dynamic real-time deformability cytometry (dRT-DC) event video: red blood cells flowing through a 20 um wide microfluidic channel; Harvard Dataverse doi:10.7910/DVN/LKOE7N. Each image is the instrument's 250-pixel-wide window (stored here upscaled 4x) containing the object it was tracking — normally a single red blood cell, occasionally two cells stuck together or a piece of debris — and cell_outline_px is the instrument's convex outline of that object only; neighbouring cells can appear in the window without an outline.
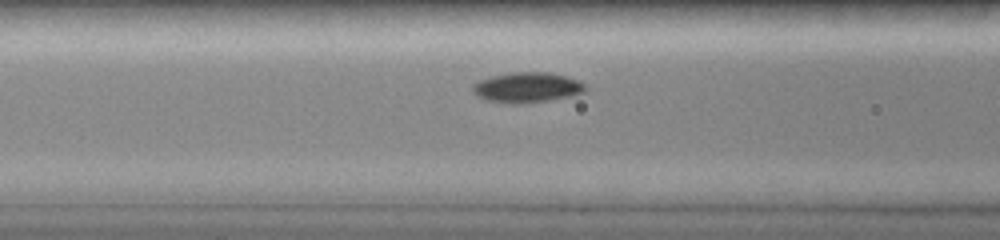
{"species": "common noctule bat (a hibernating species)", "species_latin": "Nyctalus noctula", "temperature_condition": "room temperature", "stored_images_in_passage": 35, "camera_frame_rate_fps": 3000, "um_per_image_px": 0.085, "animal": {"sex": "female", "body_mass_g": 19.0, "forearm_length_mm": 51.5}, "frame": {"image": 1, "passage_image": 12, "time_ms": 3.667, "image_size_px": [1000, 240], "cell_outline_px": [[584, 92], [568, 96], [548, 100], [516, 104], [512, 104], [488, 100], [480, 96], [472, 88], [480, 80], [492, 76], [512, 72], [548, 72], [564, 76], [576, 80], [584, 84]], "centroid_in_image_um": [44.8, 7.42], "position_along_channel_um": 121.8, "area_um2": 19.19}}
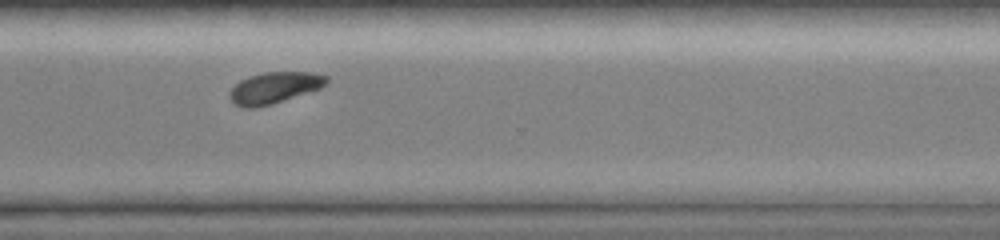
{"frame": {"image": 2, "passage_image": 29, "time_ms": 9.333, "image_size_px": [1000, 240], "cell_outline_px": [[328, 80], [320, 88], [272, 104], [256, 108], [244, 108], [236, 104], [228, 96], [232, 88], [240, 80], [248, 76], [264, 72], [312, 72], [328, 76]], "centroid_in_image_um": [23.3, 7.45], "position_along_channel_um": 347.3, "area_um2": 17.57}}
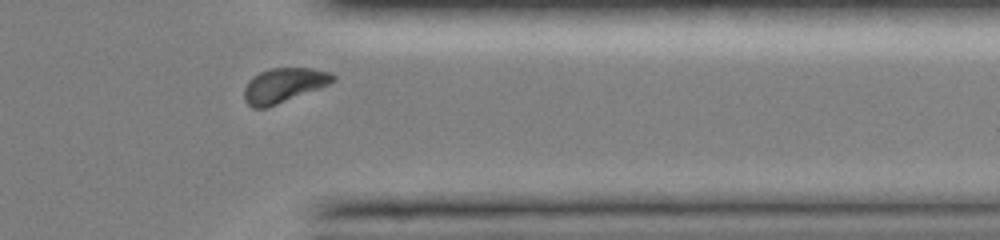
{"frame": {"image": 3, "passage_image": 32, "time_ms": 10.333, "image_size_px": [1000, 240], "cell_outline_px": [[336, 80], [320, 88], [276, 104], [264, 108], [252, 108], [244, 100], [244, 88], [248, 80], [252, 76], [260, 72], [272, 68], [312, 68], [328, 72], [336, 76]], "centroid_in_image_um": [24.09, 7.24], "position_along_channel_um": 387.3, "area_um2": 17.74}, "authors_computed_cell_mechanics": {"area_um2": 19.1318, "velocity_mm_per_s": 3.9781, "shape_relaxation_time_tau1_ms": 1.887, "shape_relaxation_time_tau2_ms": null, "deformation_change_tau1": 0.1006, "deformation_change_tau2": null}}